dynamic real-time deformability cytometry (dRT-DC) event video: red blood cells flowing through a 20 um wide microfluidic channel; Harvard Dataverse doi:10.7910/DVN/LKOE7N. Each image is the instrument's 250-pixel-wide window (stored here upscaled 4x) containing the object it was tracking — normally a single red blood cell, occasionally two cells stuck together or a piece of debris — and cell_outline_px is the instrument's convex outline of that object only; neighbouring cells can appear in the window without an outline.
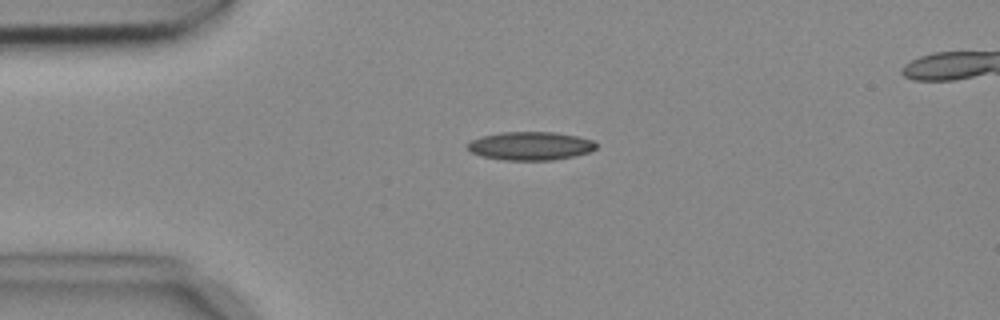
{"species": "common noctule bat (a hibernating species)", "species_latin": "Nyctalus noctula", "temperature_condition": "cold", "stored_images_in_passage": 5, "camera_frame_rate_fps": 3000, "um_per_image_px": 0.085, "animal": {"sex": "female", "body_mass_g": 18.4}, "frame": {"image": 1, "passage_image": 3, "time_ms": 0.667, "image_size_px": [1000, 320], "cell_outline_px": [[596, 148], [588, 152], [572, 156], [552, 160], [504, 160], [480, 156], [472, 152], [468, 148], [468, 144], [472, 140], [484, 136], [504, 132], [552, 132], [576, 136], [592, 140], [596, 144]], "centroid_in_image_um": [45.08, 12.41], "position_along_channel_um": 39.9, "area_um2": 20.92}}